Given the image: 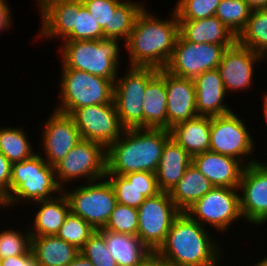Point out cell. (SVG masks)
<instances>
[{"label":"cell","mask_w":267,"mask_h":266,"mask_svg":"<svg viewBox=\"0 0 267 266\" xmlns=\"http://www.w3.org/2000/svg\"><path fill=\"white\" fill-rule=\"evenodd\" d=\"M144 8L137 16L129 38L123 44L128 51L129 66L164 69L171 59L179 35L175 11L170 19H160Z\"/></svg>","instance_id":"6da1fadb"},{"label":"cell","mask_w":267,"mask_h":266,"mask_svg":"<svg viewBox=\"0 0 267 266\" xmlns=\"http://www.w3.org/2000/svg\"><path fill=\"white\" fill-rule=\"evenodd\" d=\"M208 230L186 212H181L155 254L175 266H219L220 242L216 243Z\"/></svg>","instance_id":"7a4b0ae2"},{"label":"cell","mask_w":267,"mask_h":266,"mask_svg":"<svg viewBox=\"0 0 267 266\" xmlns=\"http://www.w3.org/2000/svg\"><path fill=\"white\" fill-rule=\"evenodd\" d=\"M170 137L168 129H125L106 148L107 174L126 175L141 171L156 173L163 147Z\"/></svg>","instance_id":"3957f363"},{"label":"cell","mask_w":267,"mask_h":266,"mask_svg":"<svg viewBox=\"0 0 267 266\" xmlns=\"http://www.w3.org/2000/svg\"><path fill=\"white\" fill-rule=\"evenodd\" d=\"M40 154L43 153L37 152L28 159L12 163L11 195L4 201L3 208L51 199L57 196L54 193L63 192L57 182L54 167Z\"/></svg>","instance_id":"277c9868"},{"label":"cell","mask_w":267,"mask_h":266,"mask_svg":"<svg viewBox=\"0 0 267 266\" xmlns=\"http://www.w3.org/2000/svg\"><path fill=\"white\" fill-rule=\"evenodd\" d=\"M119 39L62 40L59 53L61 63L67 68L88 72L95 76L110 79L113 83L120 70Z\"/></svg>","instance_id":"5b68a950"},{"label":"cell","mask_w":267,"mask_h":266,"mask_svg":"<svg viewBox=\"0 0 267 266\" xmlns=\"http://www.w3.org/2000/svg\"><path fill=\"white\" fill-rule=\"evenodd\" d=\"M60 100L54 110L71 115L84 106L111 103L114 83L110 79L67 68L62 63Z\"/></svg>","instance_id":"8992f818"},{"label":"cell","mask_w":267,"mask_h":266,"mask_svg":"<svg viewBox=\"0 0 267 266\" xmlns=\"http://www.w3.org/2000/svg\"><path fill=\"white\" fill-rule=\"evenodd\" d=\"M63 193L69 202L70 212L80 216L95 231L105 228L117 205L114 189L106 177L85 182L71 191L65 188Z\"/></svg>","instance_id":"52a82bcc"},{"label":"cell","mask_w":267,"mask_h":266,"mask_svg":"<svg viewBox=\"0 0 267 266\" xmlns=\"http://www.w3.org/2000/svg\"><path fill=\"white\" fill-rule=\"evenodd\" d=\"M116 78L113 101L125 129L143 128V98L149 81L158 73L153 67H131Z\"/></svg>","instance_id":"ba28073f"},{"label":"cell","mask_w":267,"mask_h":266,"mask_svg":"<svg viewBox=\"0 0 267 266\" xmlns=\"http://www.w3.org/2000/svg\"><path fill=\"white\" fill-rule=\"evenodd\" d=\"M58 184L64 189L71 181L86 182L105 178L107 174L106 147L94 141L81 139L69 153L54 166ZM77 179V180H76Z\"/></svg>","instance_id":"9c48e42d"},{"label":"cell","mask_w":267,"mask_h":266,"mask_svg":"<svg viewBox=\"0 0 267 266\" xmlns=\"http://www.w3.org/2000/svg\"><path fill=\"white\" fill-rule=\"evenodd\" d=\"M240 118L234 111L211 117L209 150L238 159L247 166L260 160L250 156L254 153L256 142L244 124V119ZM248 155L250 157L247 161Z\"/></svg>","instance_id":"30bf717a"},{"label":"cell","mask_w":267,"mask_h":266,"mask_svg":"<svg viewBox=\"0 0 267 266\" xmlns=\"http://www.w3.org/2000/svg\"><path fill=\"white\" fill-rule=\"evenodd\" d=\"M238 191L239 188L213 187L185 212L204 227L209 224L217 231H228L234 221L243 219Z\"/></svg>","instance_id":"8fae6325"},{"label":"cell","mask_w":267,"mask_h":266,"mask_svg":"<svg viewBox=\"0 0 267 266\" xmlns=\"http://www.w3.org/2000/svg\"><path fill=\"white\" fill-rule=\"evenodd\" d=\"M138 210L137 237L155 253L164 243L173 220L181 213L169 192L146 198Z\"/></svg>","instance_id":"7c38bea8"},{"label":"cell","mask_w":267,"mask_h":266,"mask_svg":"<svg viewBox=\"0 0 267 266\" xmlns=\"http://www.w3.org/2000/svg\"><path fill=\"white\" fill-rule=\"evenodd\" d=\"M225 50L223 45L189 42L179 34L165 69L173 75L194 80L205 71L217 69Z\"/></svg>","instance_id":"4fadbf2b"},{"label":"cell","mask_w":267,"mask_h":266,"mask_svg":"<svg viewBox=\"0 0 267 266\" xmlns=\"http://www.w3.org/2000/svg\"><path fill=\"white\" fill-rule=\"evenodd\" d=\"M81 138L102 144L106 148L124 132L114 101L111 103L84 106L70 115Z\"/></svg>","instance_id":"5bb4252c"},{"label":"cell","mask_w":267,"mask_h":266,"mask_svg":"<svg viewBox=\"0 0 267 266\" xmlns=\"http://www.w3.org/2000/svg\"><path fill=\"white\" fill-rule=\"evenodd\" d=\"M239 191L243 219L255 226L267 222V163L257 161L245 166Z\"/></svg>","instance_id":"9a60e30c"},{"label":"cell","mask_w":267,"mask_h":266,"mask_svg":"<svg viewBox=\"0 0 267 266\" xmlns=\"http://www.w3.org/2000/svg\"><path fill=\"white\" fill-rule=\"evenodd\" d=\"M42 145L44 160L54 167L82 139L70 115L53 110L43 124Z\"/></svg>","instance_id":"2e32d148"},{"label":"cell","mask_w":267,"mask_h":266,"mask_svg":"<svg viewBox=\"0 0 267 266\" xmlns=\"http://www.w3.org/2000/svg\"><path fill=\"white\" fill-rule=\"evenodd\" d=\"M264 57L250 48L243 47L237 42L227 48L223 54L218 70L227 94L252 87L256 63Z\"/></svg>","instance_id":"e0dca14e"},{"label":"cell","mask_w":267,"mask_h":266,"mask_svg":"<svg viewBox=\"0 0 267 266\" xmlns=\"http://www.w3.org/2000/svg\"><path fill=\"white\" fill-rule=\"evenodd\" d=\"M167 92V129L198 116L193 79L176 76L164 68Z\"/></svg>","instance_id":"ac0fdd59"},{"label":"cell","mask_w":267,"mask_h":266,"mask_svg":"<svg viewBox=\"0 0 267 266\" xmlns=\"http://www.w3.org/2000/svg\"><path fill=\"white\" fill-rule=\"evenodd\" d=\"M41 14V29L38 37H53L63 40L75 27L76 12L80 11V0H38ZM40 35V36H39Z\"/></svg>","instance_id":"d6986e66"},{"label":"cell","mask_w":267,"mask_h":266,"mask_svg":"<svg viewBox=\"0 0 267 266\" xmlns=\"http://www.w3.org/2000/svg\"><path fill=\"white\" fill-rule=\"evenodd\" d=\"M112 185L117 203L138 209L146 198L161 191L157 185L156 173L132 172L126 175L106 174Z\"/></svg>","instance_id":"ffe728a7"},{"label":"cell","mask_w":267,"mask_h":266,"mask_svg":"<svg viewBox=\"0 0 267 266\" xmlns=\"http://www.w3.org/2000/svg\"><path fill=\"white\" fill-rule=\"evenodd\" d=\"M192 163L214 187L239 188L245 167L240 160L208 150L193 156Z\"/></svg>","instance_id":"44dd1931"},{"label":"cell","mask_w":267,"mask_h":266,"mask_svg":"<svg viewBox=\"0 0 267 266\" xmlns=\"http://www.w3.org/2000/svg\"><path fill=\"white\" fill-rule=\"evenodd\" d=\"M198 116H221L231 113L225 104L227 92L218 69L203 72L194 79Z\"/></svg>","instance_id":"7402d4cb"},{"label":"cell","mask_w":267,"mask_h":266,"mask_svg":"<svg viewBox=\"0 0 267 266\" xmlns=\"http://www.w3.org/2000/svg\"><path fill=\"white\" fill-rule=\"evenodd\" d=\"M178 22L179 34L189 42L223 45L226 49L237 42V37L216 16Z\"/></svg>","instance_id":"603a6c76"},{"label":"cell","mask_w":267,"mask_h":266,"mask_svg":"<svg viewBox=\"0 0 267 266\" xmlns=\"http://www.w3.org/2000/svg\"><path fill=\"white\" fill-rule=\"evenodd\" d=\"M192 163V156L170 137L162 150L156 171L159 190L170 192L183 177L187 167Z\"/></svg>","instance_id":"cb8c5ba5"},{"label":"cell","mask_w":267,"mask_h":266,"mask_svg":"<svg viewBox=\"0 0 267 266\" xmlns=\"http://www.w3.org/2000/svg\"><path fill=\"white\" fill-rule=\"evenodd\" d=\"M34 204L39 205V210L37 209L33 218V226L27 228L31 236L56 235L70 212L69 202L65 194L61 192L51 199L40 200Z\"/></svg>","instance_id":"d4e9b609"},{"label":"cell","mask_w":267,"mask_h":266,"mask_svg":"<svg viewBox=\"0 0 267 266\" xmlns=\"http://www.w3.org/2000/svg\"><path fill=\"white\" fill-rule=\"evenodd\" d=\"M211 117L197 116L169 129L171 137L192 157L210 148Z\"/></svg>","instance_id":"484cf974"},{"label":"cell","mask_w":267,"mask_h":266,"mask_svg":"<svg viewBox=\"0 0 267 266\" xmlns=\"http://www.w3.org/2000/svg\"><path fill=\"white\" fill-rule=\"evenodd\" d=\"M117 266H140L153 253L137 237L129 234L98 230Z\"/></svg>","instance_id":"4316f807"},{"label":"cell","mask_w":267,"mask_h":266,"mask_svg":"<svg viewBox=\"0 0 267 266\" xmlns=\"http://www.w3.org/2000/svg\"><path fill=\"white\" fill-rule=\"evenodd\" d=\"M143 128L167 129V92L164 69L149 81L143 98Z\"/></svg>","instance_id":"83f0119b"},{"label":"cell","mask_w":267,"mask_h":266,"mask_svg":"<svg viewBox=\"0 0 267 266\" xmlns=\"http://www.w3.org/2000/svg\"><path fill=\"white\" fill-rule=\"evenodd\" d=\"M31 250L39 266H67L80 253L56 235L32 236Z\"/></svg>","instance_id":"f1b7e54d"},{"label":"cell","mask_w":267,"mask_h":266,"mask_svg":"<svg viewBox=\"0 0 267 266\" xmlns=\"http://www.w3.org/2000/svg\"><path fill=\"white\" fill-rule=\"evenodd\" d=\"M213 187L211 181L191 163L169 194L176 207L185 212Z\"/></svg>","instance_id":"f546056e"},{"label":"cell","mask_w":267,"mask_h":266,"mask_svg":"<svg viewBox=\"0 0 267 266\" xmlns=\"http://www.w3.org/2000/svg\"><path fill=\"white\" fill-rule=\"evenodd\" d=\"M237 43L267 59V8L252 10L245 28L237 36Z\"/></svg>","instance_id":"4dcf8cb0"},{"label":"cell","mask_w":267,"mask_h":266,"mask_svg":"<svg viewBox=\"0 0 267 266\" xmlns=\"http://www.w3.org/2000/svg\"><path fill=\"white\" fill-rule=\"evenodd\" d=\"M2 127H0V152L11 163L21 162L36 154L23 127Z\"/></svg>","instance_id":"1f68e13d"},{"label":"cell","mask_w":267,"mask_h":266,"mask_svg":"<svg viewBox=\"0 0 267 266\" xmlns=\"http://www.w3.org/2000/svg\"><path fill=\"white\" fill-rule=\"evenodd\" d=\"M251 12L244 0H221L215 16L237 37L245 28Z\"/></svg>","instance_id":"d6a6232c"},{"label":"cell","mask_w":267,"mask_h":266,"mask_svg":"<svg viewBox=\"0 0 267 266\" xmlns=\"http://www.w3.org/2000/svg\"><path fill=\"white\" fill-rule=\"evenodd\" d=\"M145 7L143 3L134 0H123L116 8L111 19V39H123L124 43L129 38L137 16Z\"/></svg>","instance_id":"836d02e7"},{"label":"cell","mask_w":267,"mask_h":266,"mask_svg":"<svg viewBox=\"0 0 267 266\" xmlns=\"http://www.w3.org/2000/svg\"><path fill=\"white\" fill-rule=\"evenodd\" d=\"M94 232L95 229L89 223L69 212L56 236L80 250Z\"/></svg>","instance_id":"e575fe53"},{"label":"cell","mask_w":267,"mask_h":266,"mask_svg":"<svg viewBox=\"0 0 267 266\" xmlns=\"http://www.w3.org/2000/svg\"><path fill=\"white\" fill-rule=\"evenodd\" d=\"M104 39L103 29L97 24L80 0V11L76 12L74 29L63 39L71 41Z\"/></svg>","instance_id":"d590c367"},{"label":"cell","mask_w":267,"mask_h":266,"mask_svg":"<svg viewBox=\"0 0 267 266\" xmlns=\"http://www.w3.org/2000/svg\"><path fill=\"white\" fill-rule=\"evenodd\" d=\"M138 221L136 208L117 203L105 228L101 230L137 236Z\"/></svg>","instance_id":"8d00e7d4"},{"label":"cell","mask_w":267,"mask_h":266,"mask_svg":"<svg viewBox=\"0 0 267 266\" xmlns=\"http://www.w3.org/2000/svg\"><path fill=\"white\" fill-rule=\"evenodd\" d=\"M31 238L29 229L24 233L13 228L0 231V260L28 253L31 250Z\"/></svg>","instance_id":"74e56055"},{"label":"cell","mask_w":267,"mask_h":266,"mask_svg":"<svg viewBox=\"0 0 267 266\" xmlns=\"http://www.w3.org/2000/svg\"><path fill=\"white\" fill-rule=\"evenodd\" d=\"M221 0H178L174 11L178 20H197L215 16Z\"/></svg>","instance_id":"f35d334b"},{"label":"cell","mask_w":267,"mask_h":266,"mask_svg":"<svg viewBox=\"0 0 267 266\" xmlns=\"http://www.w3.org/2000/svg\"><path fill=\"white\" fill-rule=\"evenodd\" d=\"M80 253L90 260L94 266H117L115 259L109 253L105 237L95 231L80 249Z\"/></svg>","instance_id":"ab89813d"},{"label":"cell","mask_w":267,"mask_h":266,"mask_svg":"<svg viewBox=\"0 0 267 266\" xmlns=\"http://www.w3.org/2000/svg\"><path fill=\"white\" fill-rule=\"evenodd\" d=\"M97 24L103 29L104 38L111 39V19L122 0H82Z\"/></svg>","instance_id":"60d3db41"},{"label":"cell","mask_w":267,"mask_h":266,"mask_svg":"<svg viewBox=\"0 0 267 266\" xmlns=\"http://www.w3.org/2000/svg\"><path fill=\"white\" fill-rule=\"evenodd\" d=\"M12 163L0 152V195L4 201L11 195Z\"/></svg>","instance_id":"b9f144b4"},{"label":"cell","mask_w":267,"mask_h":266,"mask_svg":"<svg viewBox=\"0 0 267 266\" xmlns=\"http://www.w3.org/2000/svg\"><path fill=\"white\" fill-rule=\"evenodd\" d=\"M1 266H39L32 250L24 255L8 257L1 260Z\"/></svg>","instance_id":"7bdbcfd3"},{"label":"cell","mask_w":267,"mask_h":266,"mask_svg":"<svg viewBox=\"0 0 267 266\" xmlns=\"http://www.w3.org/2000/svg\"><path fill=\"white\" fill-rule=\"evenodd\" d=\"M7 3L8 2H6V0H0V32L9 30L8 28H10L13 24L11 21V9Z\"/></svg>","instance_id":"ee69618b"},{"label":"cell","mask_w":267,"mask_h":266,"mask_svg":"<svg viewBox=\"0 0 267 266\" xmlns=\"http://www.w3.org/2000/svg\"><path fill=\"white\" fill-rule=\"evenodd\" d=\"M67 266H94L89 259L79 253Z\"/></svg>","instance_id":"f6af8a7d"},{"label":"cell","mask_w":267,"mask_h":266,"mask_svg":"<svg viewBox=\"0 0 267 266\" xmlns=\"http://www.w3.org/2000/svg\"><path fill=\"white\" fill-rule=\"evenodd\" d=\"M140 266H163V259L159 258L155 253H153Z\"/></svg>","instance_id":"bcb514c9"},{"label":"cell","mask_w":267,"mask_h":266,"mask_svg":"<svg viewBox=\"0 0 267 266\" xmlns=\"http://www.w3.org/2000/svg\"><path fill=\"white\" fill-rule=\"evenodd\" d=\"M252 10L267 8V0H244Z\"/></svg>","instance_id":"7dc6e473"},{"label":"cell","mask_w":267,"mask_h":266,"mask_svg":"<svg viewBox=\"0 0 267 266\" xmlns=\"http://www.w3.org/2000/svg\"><path fill=\"white\" fill-rule=\"evenodd\" d=\"M262 101H263V115H264V118H265V121L267 123V97L263 94V97H262Z\"/></svg>","instance_id":"c3c4849f"},{"label":"cell","mask_w":267,"mask_h":266,"mask_svg":"<svg viewBox=\"0 0 267 266\" xmlns=\"http://www.w3.org/2000/svg\"><path fill=\"white\" fill-rule=\"evenodd\" d=\"M254 266H267V256L260 261L258 260V262L254 264Z\"/></svg>","instance_id":"681fc988"},{"label":"cell","mask_w":267,"mask_h":266,"mask_svg":"<svg viewBox=\"0 0 267 266\" xmlns=\"http://www.w3.org/2000/svg\"><path fill=\"white\" fill-rule=\"evenodd\" d=\"M3 205H4V199H3V197L0 195V208H1V209H2Z\"/></svg>","instance_id":"f907efd6"},{"label":"cell","mask_w":267,"mask_h":266,"mask_svg":"<svg viewBox=\"0 0 267 266\" xmlns=\"http://www.w3.org/2000/svg\"><path fill=\"white\" fill-rule=\"evenodd\" d=\"M163 266H175V265H172V264L166 263V262L163 260Z\"/></svg>","instance_id":"816d5d0a"}]
</instances>
